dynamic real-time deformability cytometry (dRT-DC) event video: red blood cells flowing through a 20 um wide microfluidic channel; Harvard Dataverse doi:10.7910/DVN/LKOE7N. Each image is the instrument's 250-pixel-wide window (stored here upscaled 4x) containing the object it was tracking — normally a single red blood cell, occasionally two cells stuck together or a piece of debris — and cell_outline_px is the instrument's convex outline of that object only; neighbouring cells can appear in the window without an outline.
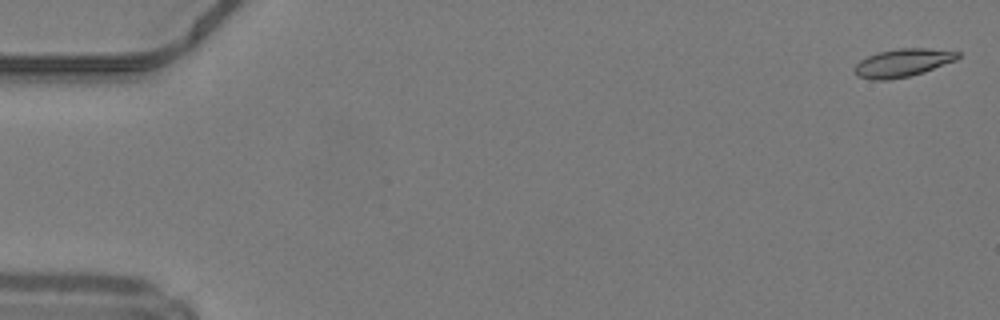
{"species": "common noctule bat (a hibernating species)", "species_latin": "Nyctalus noctula", "temperature_condition": "warm", "stored_images_in_passage": 51, "camera_frame_rate_fps": 3000, "um_per_image_px": 0.085, "animal": {"sex": "male", "body_mass_g": 19.2, "forearm_length_mm": 51.8}, "frame": {"image": 1, "passage_image": 2, "time_ms": 0.333, "image_size_px": [1000, 320], "cell_outline_px": [[960, 56], [956, 60], [924, 72], [908, 76], [888, 80], [872, 80], [856, 76], [852, 68], [860, 60], [868, 56], [880, 52], [900, 48], [928, 48], [960, 52]], "centroid_in_image_um": [76.7, 5.34], "position_along_channel_um": 8.3, "area_um2": 16.88}}
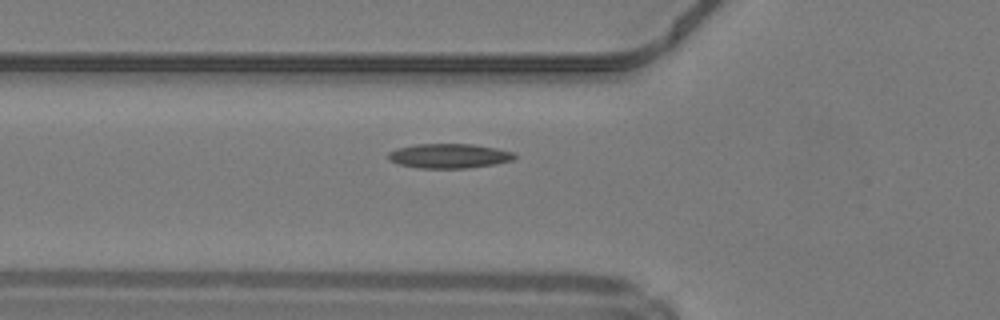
{"frame": {"image": 2, "passage_image": 19, "time_ms": 6.0, "image_size_px": [1000, 320], "cell_outline_px": [[516, 156], [512, 160], [496, 164], [468, 168], [416, 168], [400, 164], [388, 160], [388, 152], [396, 148], [416, 144], [472, 144], [496, 148], [516, 152]], "centroid_in_image_um": [38.18, 13.25], "position_along_channel_um": 87.6, "area_um2": 18.21}}
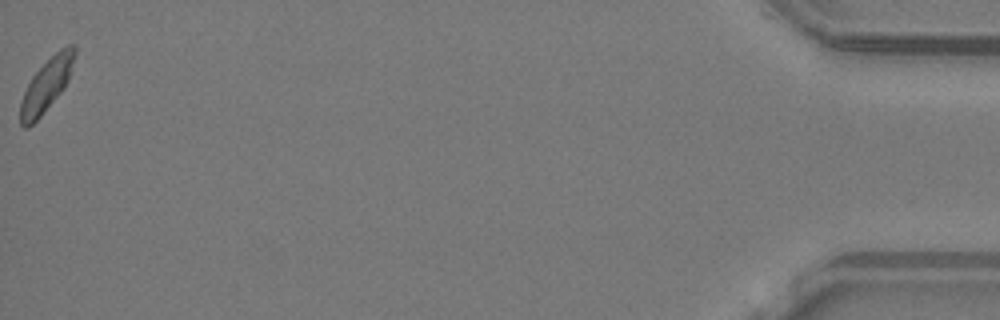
{"frame": {"image": 3, "passage_image": 51, "time_ms": 16.667, "image_size_px": [1000, 320], "cell_outline_px": [[76, 56], [68, 80], [64, 88], [40, 116], [28, 128], [24, 128], [20, 124], [20, 100], [32, 76], [60, 48], [68, 44], [76, 44]], "centroid_in_image_um": [3.97, 7.21], "position_along_channel_um": 431.2, "area_um2": 16.59}, "authors_computed_cell_mechanics": {"area_um2": 16.8776, "velocity_mm_per_s": 4.1743, "shape_relaxation_time_tau1_ms": null, "shape_relaxation_time_tau2_ms": 3.186, "deformation_change_tau1": null, "deformation_change_tau2": 0.0866}}